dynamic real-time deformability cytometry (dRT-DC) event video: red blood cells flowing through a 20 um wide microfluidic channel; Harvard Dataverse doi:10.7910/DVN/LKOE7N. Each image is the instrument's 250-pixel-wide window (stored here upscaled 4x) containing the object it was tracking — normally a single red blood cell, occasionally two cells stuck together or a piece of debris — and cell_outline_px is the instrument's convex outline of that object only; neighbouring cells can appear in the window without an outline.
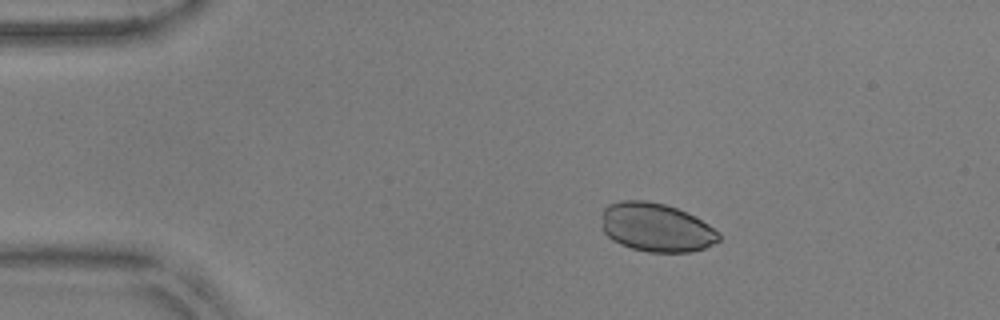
{"species": "common noctule bat (a hibernating species)", "species_latin": "Nyctalus noctula", "temperature_condition": "warm", "stored_images_in_passage": 46, "camera_frame_rate_fps": 3000, "um_per_image_px": 0.085, "animal": {"sex": "male", "body_mass_g": 17.9, "forearm_length_mm": 54.2}, "frame": {"image": 1, "passage_image": 3, "time_ms": 0.667, "image_size_px": [1000, 320], "cell_outline_px": [[720, 240], [704, 248], [692, 252], [648, 252], [632, 248], [620, 244], [612, 240], [604, 232], [604, 208], [608, 204], [620, 200], [644, 200], [664, 204], [676, 208], [708, 224], [720, 236]], "centroid_in_image_um": [55.77, 19.34], "position_along_channel_um": 29.2, "area_um2": 32.77}}
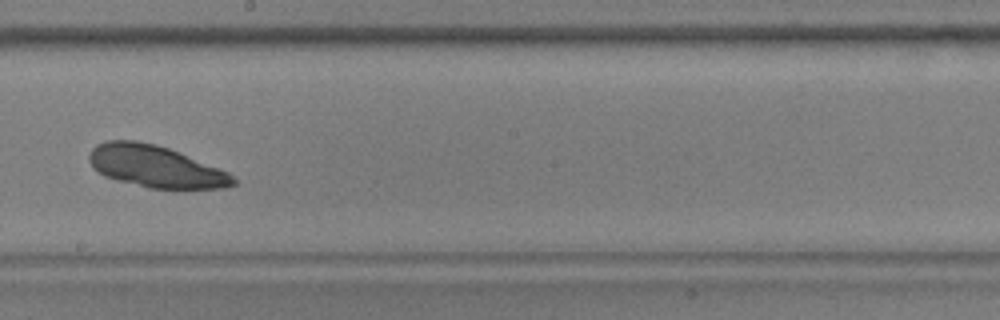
{"frame": {"image": 2, "passage_image": 24, "time_ms": 7.667, "image_size_px": [1000, 320], "cell_outline_px": [[236, 184], [224, 188], [148, 188], [104, 176], [96, 172], [92, 168], [88, 160], [88, 156], [92, 148], [96, 144], [108, 140], [136, 140], [156, 144], [168, 148], [228, 172], [236, 180]], "centroid_in_image_um": [13.16, 14.14], "position_along_channel_um": 235.0, "area_um2": 34.97}}
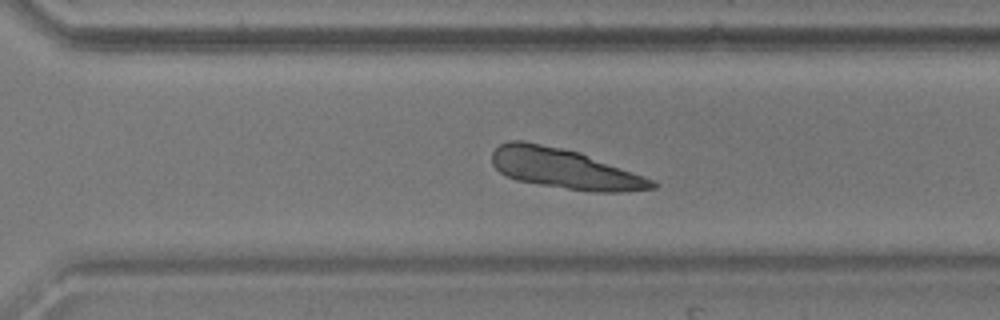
{"frame": {"image": 3, "passage_image": 31, "time_ms": 10.0, "image_size_px": [1000, 320], "cell_outline_px": [[656, 188], [620, 192], [588, 192], [516, 180], [500, 172], [492, 164], [492, 152], [500, 144], [508, 140], [524, 140], [580, 152], [644, 176], [652, 180], [656, 184]], "centroid_in_image_um": [47.96, 14.33], "position_along_channel_um": 322.6, "area_um2": 37.22}}